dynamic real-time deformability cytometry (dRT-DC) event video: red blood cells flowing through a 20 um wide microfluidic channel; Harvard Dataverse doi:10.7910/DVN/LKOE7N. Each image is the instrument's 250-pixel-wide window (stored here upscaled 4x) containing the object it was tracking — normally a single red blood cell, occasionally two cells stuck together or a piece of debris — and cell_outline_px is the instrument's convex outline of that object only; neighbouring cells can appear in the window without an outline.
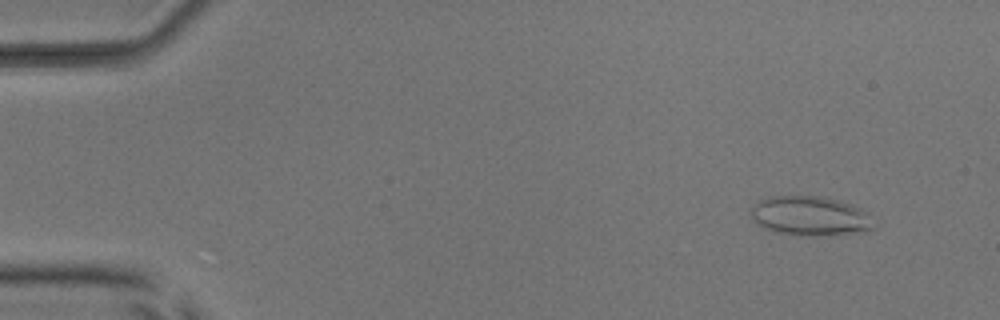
{"species": "common noctule bat (a hibernating species)", "species_latin": "Nyctalus noctula", "temperature_condition": "room temperature", "stored_images_in_passage": 51, "camera_frame_rate_fps": 3000, "um_per_image_px": 0.085, "animal": {"sex": "male", "body_mass_g": 17.9, "forearm_length_mm": 54.2}, "frame": {"image": 1, "passage_image": 4, "time_ms": 1.0, "image_size_px": [1000, 320], "cell_outline_px": [[876, 228], [864, 232], [832, 236], [792, 236], [776, 232], [756, 224], [752, 220], [752, 204], [768, 196], [824, 196], [852, 204], [860, 208], [864, 212]], "centroid_in_image_um": [68.84, 18.38], "position_along_channel_um": 16.2, "area_um2": 28.73}}
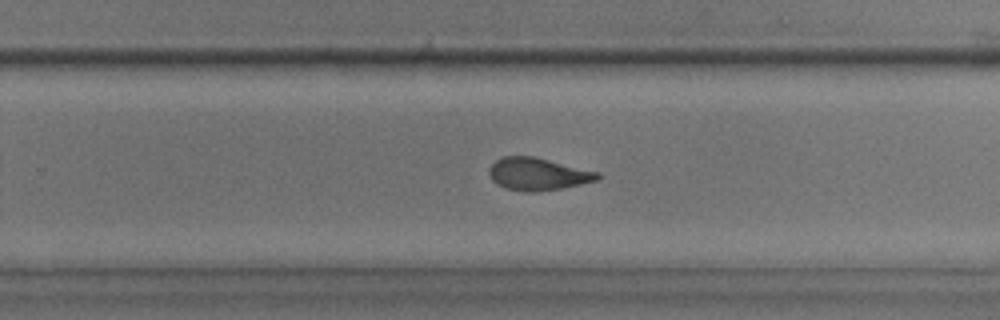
{"frame": {"image": 2, "passage_image": 33, "time_ms": 10.667, "image_size_px": [1000, 320], "cell_outline_px": [[600, 176], [596, 180], [580, 184], [560, 188], [536, 192], [528, 192], [504, 188], [496, 184], [492, 180], [488, 172], [488, 168], [496, 160], [504, 156], [532, 156], [600, 172]], "centroid_in_image_um": [45.68, 14.79], "position_along_channel_um": 284.1, "area_um2": 20.4}}
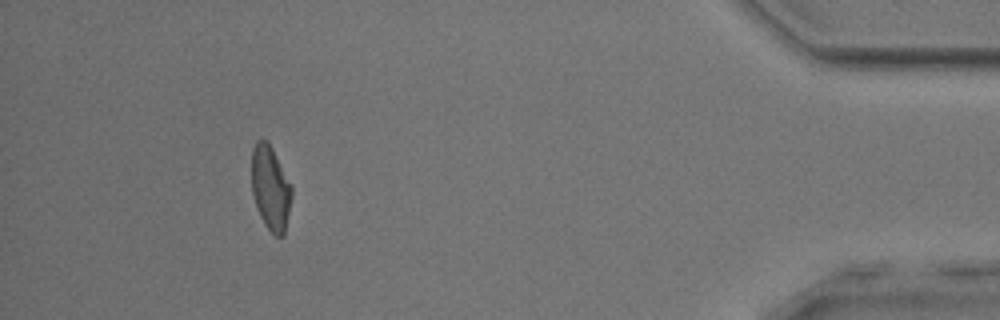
{"frame": {"image": 3, "passage_image": 47, "time_ms": 15.333, "image_size_px": [1000, 320], "cell_outline_px": [[292, 196], [284, 236], [276, 236], [264, 224], [260, 216], [252, 192], [252, 148], [256, 140], [260, 136], [268, 140], [292, 188]], "centroid_in_image_um": [22.98, 15.94], "position_along_channel_um": 412.2, "area_um2": 19.65}, "authors_computed_cell_mechanics": {"area_um2": 20.9814, "velocity_mm_per_s": 3.984, "shape_relaxation_time_tau1_ms": 8.8811, "shape_relaxation_time_tau2_ms": 2.0204, "deformation_change_tau1": 0.213, "deformation_change_tau2": 0.0731}}